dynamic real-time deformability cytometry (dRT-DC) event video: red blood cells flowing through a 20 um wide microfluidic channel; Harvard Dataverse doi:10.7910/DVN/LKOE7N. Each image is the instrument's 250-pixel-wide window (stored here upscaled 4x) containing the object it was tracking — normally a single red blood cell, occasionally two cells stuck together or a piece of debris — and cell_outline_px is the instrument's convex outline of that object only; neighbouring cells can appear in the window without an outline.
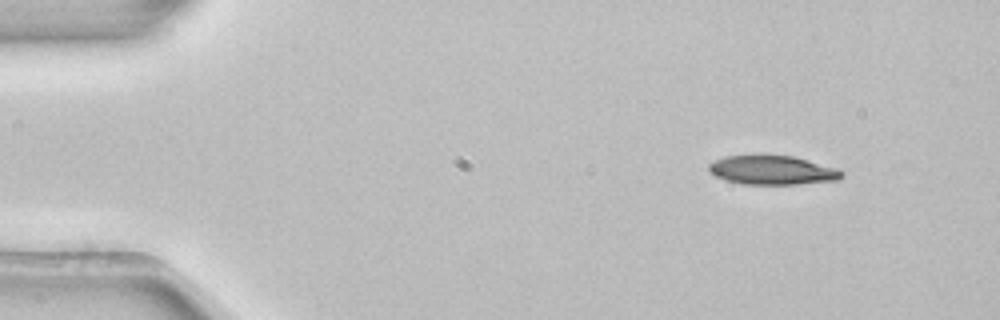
{"species": "common noctule bat (a hibernating species)", "species_latin": "Nyctalus noctula", "temperature_condition": "room temperature", "stored_images_in_passage": 3, "camera_frame_rate_fps": 3000, "um_per_image_px": 0.085, "animal": {"sex": "female", "body_mass_g": 22.7, "forearm_length_mm": 54.2}, "frame": {"image": 1, "passage_image": 1, "time_ms": 0.0, "image_size_px": [1000, 320], "cell_outline_px": [[844, 176], [840, 180], [796, 184], [744, 184], [728, 180], [716, 176], [708, 168], [708, 164], [724, 156], [792, 156], [836, 168], [844, 172]], "centroid_in_image_um": [65.69, 14.47], "position_along_channel_um": 19.3, "area_um2": 22.08}}